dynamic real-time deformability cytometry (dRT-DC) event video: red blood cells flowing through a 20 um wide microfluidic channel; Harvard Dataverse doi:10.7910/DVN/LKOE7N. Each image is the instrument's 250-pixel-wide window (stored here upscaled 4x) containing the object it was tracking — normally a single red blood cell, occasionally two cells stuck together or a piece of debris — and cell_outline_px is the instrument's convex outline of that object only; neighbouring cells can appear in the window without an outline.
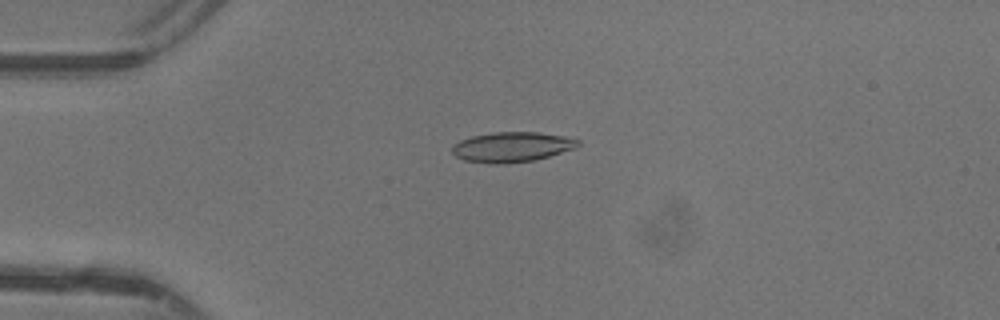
{"species": "common noctule bat (a hibernating species)", "species_latin": "Nyctalus noctula", "temperature_condition": "warm", "stored_images_in_passage": 39, "camera_frame_rate_fps": 3000, "um_per_image_px": 0.085, "animal": {"sex": "female"}, "frame": {"image": 1, "passage_image": 4, "time_ms": 1.0, "image_size_px": [1000, 320], "cell_outline_px": [[580, 144], [576, 148], [536, 160], [500, 164], [492, 164], [464, 160], [456, 156], [452, 152], [452, 144], [460, 140], [472, 136], [492, 132], [536, 132], [564, 136], [580, 140]], "centroid_in_image_um": [43.51, 12.49], "position_along_channel_um": 41.5, "area_um2": 22.14}}
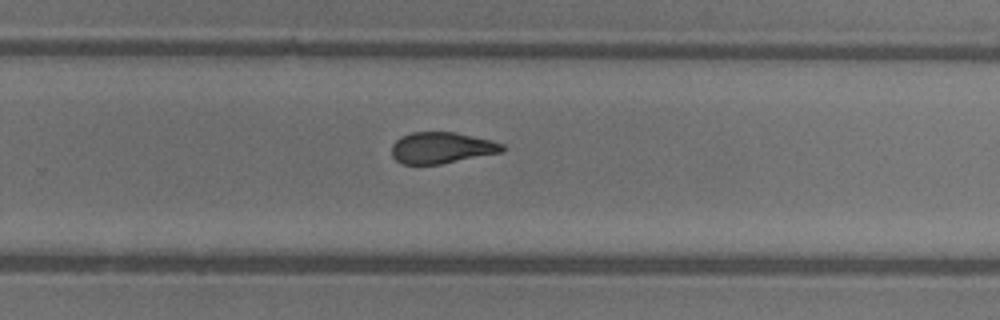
{"frame": {"image": 2, "passage_image": 23, "time_ms": 7.333, "image_size_px": [1000, 320], "cell_outline_px": [[508, 148], [504, 152], [440, 164], [400, 164], [392, 156], [392, 144], [400, 136], [412, 132], [456, 132], [492, 140], [504, 144]], "centroid_in_image_um": [37.57, 12.56], "position_along_channel_um": 292.2, "area_um2": 20.46}}
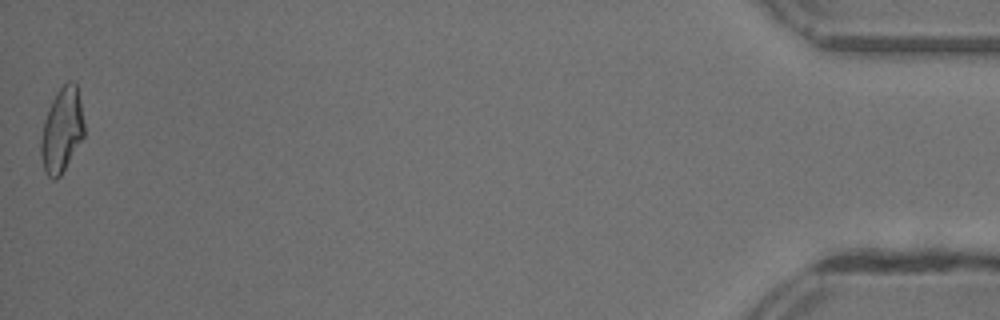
{"frame": {"image": 3, "passage_image": 39, "time_ms": 12.667, "image_size_px": [1000, 320], "cell_outline_px": [[84, 136], [60, 176], [56, 180], [52, 180], [44, 172], [40, 156], [40, 140], [44, 120], [48, 108], [52, 100], [60, 88], [68, 80], [76, 80], [80, 100], [84, 124]], "centroid_in_image_um": [5.24, 11.06], "position_along_channel_um": 430.0, "area_um2": 21.5}, "authors_computed_cell_mechanics": {"area_um2": 21.386, "velocity_mm_per_s": 4.4191, "shape_relaxation_time_tau1_ms": null, "shape_relaxation_time_tau2_ms": 2.3189, "deformation_change_tau1": null, "deformation_change_tau2": 0.091}}